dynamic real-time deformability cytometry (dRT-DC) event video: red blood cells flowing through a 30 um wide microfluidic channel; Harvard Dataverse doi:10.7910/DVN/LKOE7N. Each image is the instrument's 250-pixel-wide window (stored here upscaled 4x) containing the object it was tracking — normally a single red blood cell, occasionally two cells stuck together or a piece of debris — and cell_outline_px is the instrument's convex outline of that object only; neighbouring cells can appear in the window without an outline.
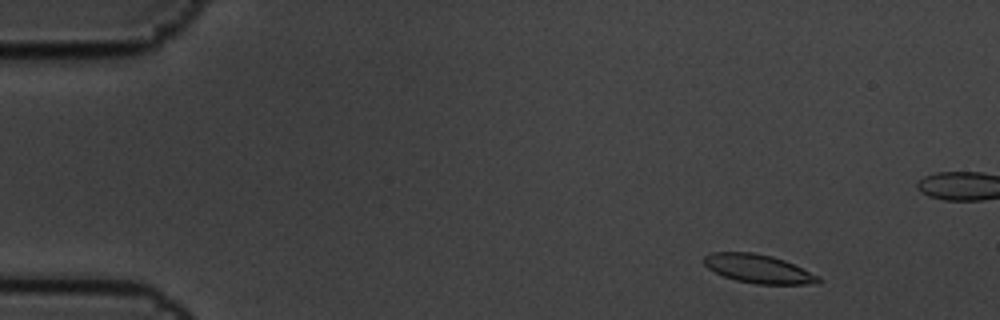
{"species": "common noctule bat (a hibernating species)", "species_latin": "Nyctalus noctula", "temperature_condition": "cold", "stored_images_in_passage": 5, "camera_frame_rate_fps": 3000, "um_per_image_px": 0.085, "animal": {"sex": "male", "body_mass_g": 19.5, "forearm_length_mm": 54.6}, "frame": {"image": 1, "passage_image": 1, "time_ms": 0.0, "image_size_px": [1000, 320], "cell_outline_px": [[824, 280], [820, 284], [756, 284], [736, 280], [724, 276], [708, 268], [704, 264], [704, 256], [712, 252], [752, 252], [772, 256], [784, 260], [820, 276]], "centroid_in_image_um": [64.51, 22.85], "position_along_channel_um": 20.5, "area_um2": 19.13}}